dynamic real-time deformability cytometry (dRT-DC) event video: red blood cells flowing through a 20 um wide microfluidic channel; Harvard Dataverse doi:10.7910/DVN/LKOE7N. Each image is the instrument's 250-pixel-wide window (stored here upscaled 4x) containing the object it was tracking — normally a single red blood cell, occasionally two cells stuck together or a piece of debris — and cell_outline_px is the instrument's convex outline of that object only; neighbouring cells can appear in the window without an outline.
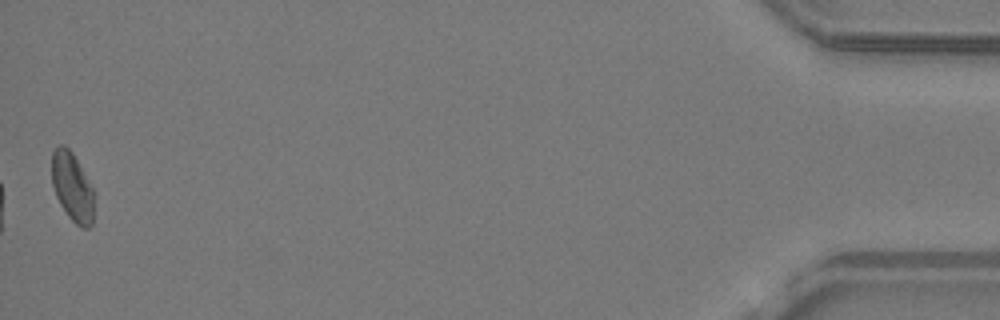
{"species": "common noctule bat (a hibernating species)", "species_latin": "Nyctalus noctula", "temperature_condition": "warm", "stored_images_in_passage": 37, "camera_frame_rate_fps": 3000, "um_per_image_px": 0.085, "animal": {"sex": "male", "body_mass_g": 19.2, "forearm_length_mm": 51.8}, "frame": {"image": 1, "passage_image": 37, "time_ms": 12.0, "image_size_px": [1000, 320], "cell_outline_px": [[92, 224], [88, 228], [80, 228], [68, 216], [60, 204], [56, 196], [52, 184], [52, 152], [60, 144], [64, 144], [72, 152], [92, 188]], "centroid_in_image_um": [6.11, 15.89], "position_along_channel_um": 429.1, "area_um2": 16.53}}